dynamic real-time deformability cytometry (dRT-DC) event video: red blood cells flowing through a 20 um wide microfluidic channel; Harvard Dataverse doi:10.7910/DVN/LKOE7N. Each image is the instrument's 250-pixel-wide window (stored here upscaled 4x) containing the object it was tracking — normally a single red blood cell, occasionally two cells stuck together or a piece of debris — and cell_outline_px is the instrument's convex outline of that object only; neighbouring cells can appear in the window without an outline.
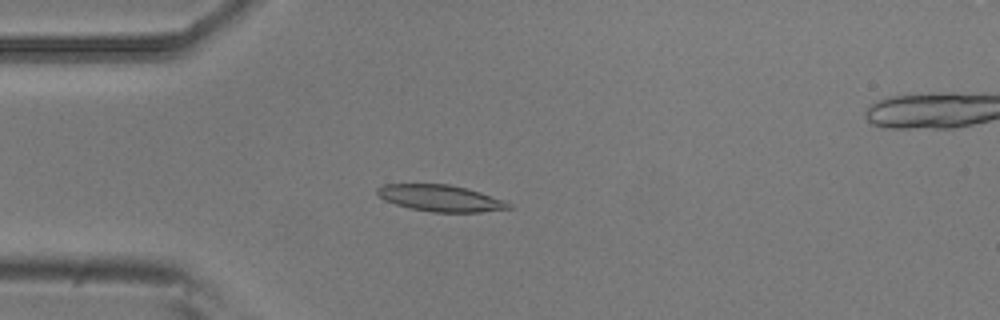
{"species": "common noctule bat (a hibernating species)", "species_latin": "Nyctalus noctula", "temperature_condition": "room temperature", "stored_images_in_passage": 6, "camera_frame_rate_fps": 3000, "um_per_image_px": 0.085, "animal": {"sex": "male", "body_mass_g": 20.5, "forearm_length_mm": 52.5}, "frame": {"image": 1, "passage_image": 5, "time_ms": 1.333, "image_size_px": [1000, 320], "cell_outline_px": [[512, 208], [480, 212], [432, 212], [412, 208], [396, 204], [384, 200], [376, 192], [376, 188], [384, 184], [448, 184], [480, 192], [504, 200], [512, 204]], "centroid_in_image_um": [37.45, 16.84], "position_along_channel_um": 47.6, "area_um2": 20.11}}